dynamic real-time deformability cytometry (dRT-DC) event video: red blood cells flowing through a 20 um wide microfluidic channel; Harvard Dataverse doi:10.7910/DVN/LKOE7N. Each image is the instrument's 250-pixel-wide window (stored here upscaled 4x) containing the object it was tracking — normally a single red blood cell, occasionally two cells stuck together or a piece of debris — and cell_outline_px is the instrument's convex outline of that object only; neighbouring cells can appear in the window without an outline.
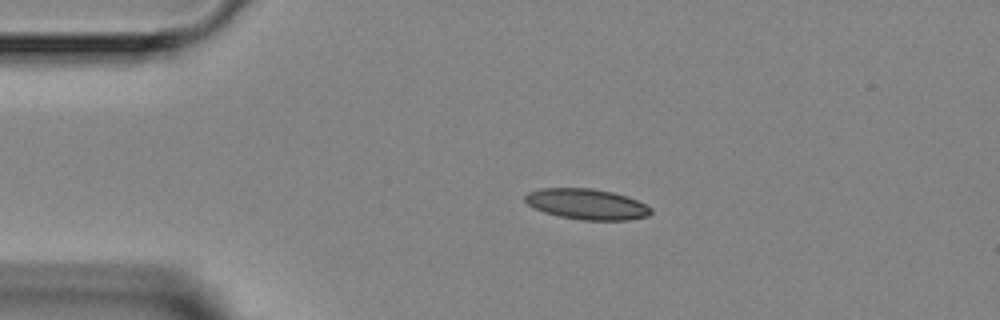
{"species": "Egyptian fruit bat (a non-hibernating species)", "species_latin": "Rousettus aegyptiacus", "temperature_condition": "room temperature", "stored_images_in_passage": 2, "camera_frame_rate_fps": 3000, "um_per_image_px": 0.085, "animal": {"sex": "female"}, "frame": {"image": 1, "passage_image": 1, "time_ms": 0.0, "image_size_px": [1000, 320], "cell_outline_px": [[652, 212], [648, 216], [628, 220], [584, 220], [560, 216], [544, 212], [528, 204], [524, 200], [524, 196], [528, 192], [540, 188], [592, 188], [612, 192], [628, 196], [652, 208]], "centroid_in_image_um": [49.88, 17.34], "position_along_channel_um": 35.1, "area_um2": 22.43}}